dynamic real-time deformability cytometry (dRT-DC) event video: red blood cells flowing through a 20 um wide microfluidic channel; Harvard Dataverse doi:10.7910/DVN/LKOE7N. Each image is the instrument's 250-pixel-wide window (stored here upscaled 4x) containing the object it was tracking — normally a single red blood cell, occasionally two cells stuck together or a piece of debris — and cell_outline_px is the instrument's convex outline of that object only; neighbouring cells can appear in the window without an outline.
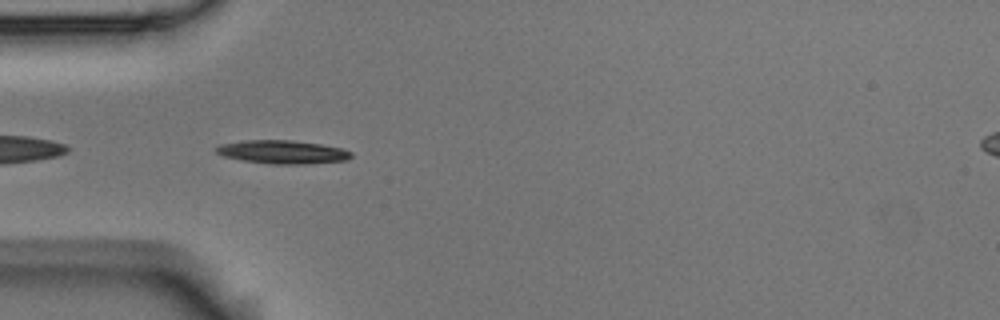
{"species": "Egyptian fruit bat (a non-hibernating species)", "species_latin": "Rousettus aegyptiacus", "temperature_condition": "room temperature", "stored_images_in_passage": 5, "camera_frame_rate_fps": 3000, "um_per_image_px": 0.085, "animal": {"sex": "male"}, "frame": {"image": 1, "passage_image": 4, "time_ms": 1.0, "image_size_px": [1000, 320], "cell_outline_px": [[352, 156], [348, 160], [308, 164], [272, 164], [240, 160], [224, 156], [216, 152], [212, 148], [220, 144], [244, 140], [292, 140], [320, 144], [340, 148], [352, 152]], "centroid_in_image_um": [23.98, 12.92], "position_along_channel_um": 61.0, "area_um2": 18.55}}
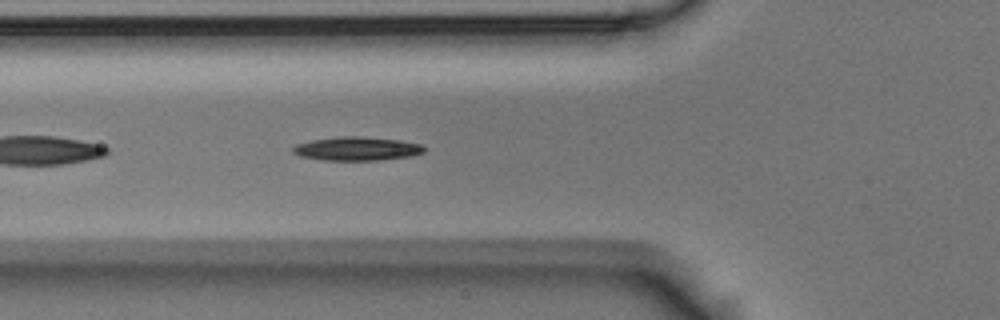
{"frame": {"image": 2, "passage_image": 5, "time_ms": 1.333, "image_size_px": [1000, 320], "cell_outline_px": [[424, 152], [412, 156], [380, 160], [324, 160], [300, 156], [292, 152], [292, 148], [296, 144], [312, 140], [336, 136], [356, 136], [400, 140], [420, 144], [424, 148]], "centroid_in_image_um": [30.31, 12.64], "position_along_channel_um": 95.5, "area_um2": 18.09}}